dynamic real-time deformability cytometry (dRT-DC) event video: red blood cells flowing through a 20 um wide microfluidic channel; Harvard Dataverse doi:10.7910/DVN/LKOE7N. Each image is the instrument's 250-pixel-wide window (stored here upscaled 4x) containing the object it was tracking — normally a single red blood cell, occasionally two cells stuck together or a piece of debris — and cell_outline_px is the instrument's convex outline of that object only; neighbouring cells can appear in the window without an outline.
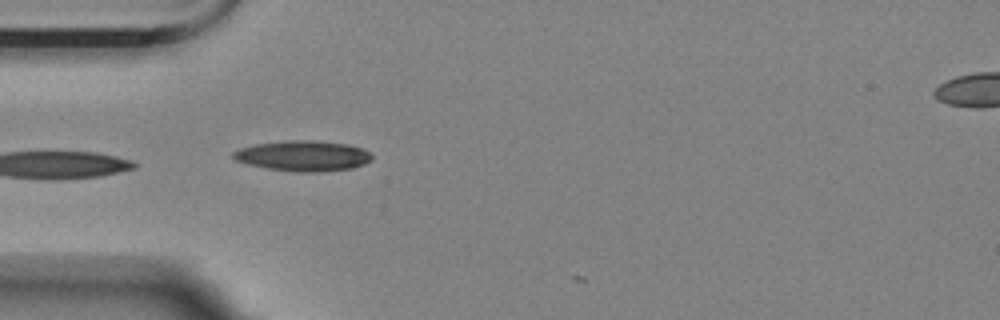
{"species": "Egyptian fruit bat (a non-hibernating species)", "species_latin": "Rousettus aegyptiacus", "temperature_condition": "room temperature", "stored_images_in_passage": 4, "camera_frame_rate_fps": 3000, "um_per_image_px": 0.085, "animal": {"sex": "female"}, "frame": {"image": 1, "passage_image": 3, "time_ms": 0.667, "image_size_px": [1000, 320], "cell_outline_px": [[372, 160], [364, 164], [352, 168], [320, 172], [300, 172], [268, 168], [248, 164], [236, 160], [232, 156], [232, 152], [240, 148], [256, 144], [288, 140], [312, 140], [348, 144], [364, 148], [372, 156]], "centroid_in_image_um": [25.79, 13.24], "position_along_channel_um": 59.2, "area_um2": 24.57}}